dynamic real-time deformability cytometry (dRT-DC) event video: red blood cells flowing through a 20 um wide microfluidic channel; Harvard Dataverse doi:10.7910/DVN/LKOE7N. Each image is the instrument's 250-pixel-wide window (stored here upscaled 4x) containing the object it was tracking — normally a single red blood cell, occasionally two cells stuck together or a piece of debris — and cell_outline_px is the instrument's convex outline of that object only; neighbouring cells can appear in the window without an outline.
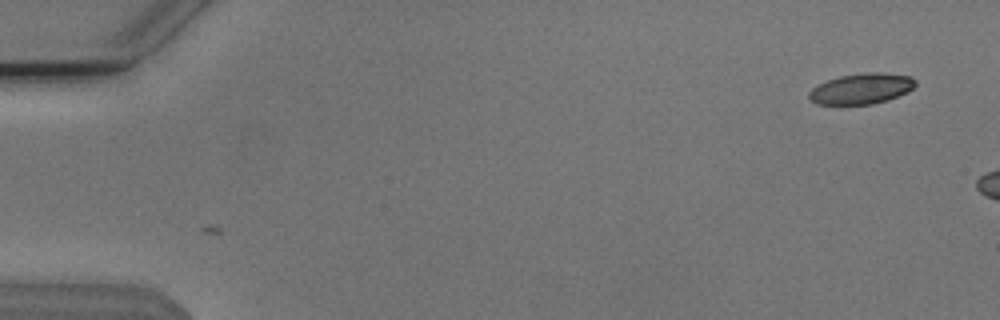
{"species": "Egyptian fruit bat (a non-hibernating species)", "species_latin": "Rousettus aegyptiacus", "temperature_condition": "cold", "stored_images_in_passage": 2, "camera_frame_rate_fps": 3000, "um_per_image_px": 0.085, "animal": {"sex": "male"}, "frame": {"image": 1, "passage_image": 2, "time_ms": 0.333, "image_size_px": [1000, 320], "cell_outline_px": [[916, 84], [908, 92], [888, 100], [872, 104], [816, 104], [808, 96], [808, 92], [816, 84], [840, 76], [864, 72], [880, 72], [912, 76], [916, 80]], "centroid_in_image_um": [73.23, 7.53], "position_along_channel_um": 11.8, "area_um2": 19.13}}